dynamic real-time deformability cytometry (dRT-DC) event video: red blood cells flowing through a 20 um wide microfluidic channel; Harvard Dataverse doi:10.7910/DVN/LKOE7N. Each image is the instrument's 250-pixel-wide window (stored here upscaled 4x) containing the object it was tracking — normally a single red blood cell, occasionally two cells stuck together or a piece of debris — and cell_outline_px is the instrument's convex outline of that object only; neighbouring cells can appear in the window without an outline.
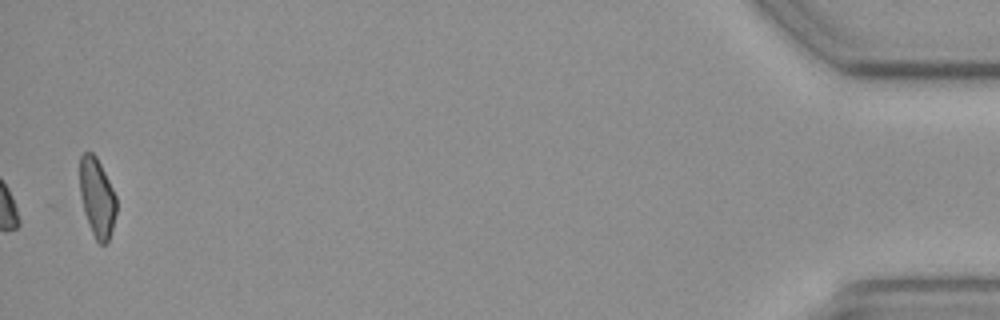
{"species": "common noctule bat (a hibernating species)", "species_latin": "Nyctalus noctula", "temperature_condition": "cold", "stored_images_in_passage": 42, "camera_frame_rate_fps": 3000, "um_per_image_px": 0.085, "animal": {"sex": "female", "body_mass_g": 19.3, "forearm_length_mm": 54.1}, "frame": {"image": 1, "passage_image": 42, "time_ms": 13.667, "image_size_px": [1000, 320], "cell_outline_px": [[116, 212], [112, 228], [108, 240], [104, 244], [100, 244], [96, 240], [92, 232], [84, 212], [80, 196], [80, 156], [84, 152], [92, 152], [96, 156], [116, 196]], "centroid_in_image_um": [8.24, 16.78], "position_along_channel_um": 427.0, "area_um2": 16.59}}